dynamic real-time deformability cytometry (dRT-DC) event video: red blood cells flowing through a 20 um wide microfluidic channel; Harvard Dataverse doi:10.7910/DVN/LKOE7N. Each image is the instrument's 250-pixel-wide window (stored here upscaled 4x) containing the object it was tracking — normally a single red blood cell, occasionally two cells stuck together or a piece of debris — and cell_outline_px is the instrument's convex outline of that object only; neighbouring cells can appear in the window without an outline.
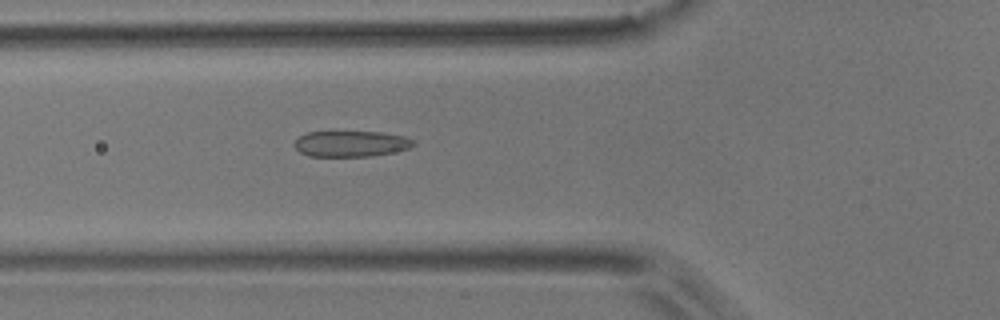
{"species": "common noctule bat (a hibernating species)", "species_latin": "Nyctalus noctula", "temperature_condition": "room temperature", "stored_images_in_passage": 49, "camera_frame_rate_fps": 3000, "um_per_image_px": 0.085, "animal": {"sex": "male", "body_mass_g": 17.9}, "frame": {"image": 1, "passage_image": 15, "time_ms": 4.667, "image_size_px": [1000, 320], "cell_outline_px": [[416, 144], [408, 148], [392, 152], [372, 156], [308, 156], [300, 152], [292, 144], [300, 136], [308, 132], [380, 132], [404, 136], [412, 140]], "centroid_in_image_um": [29.8, 12.22], "position_along_channel_um": 96.0, "area_um2": 17.8}}
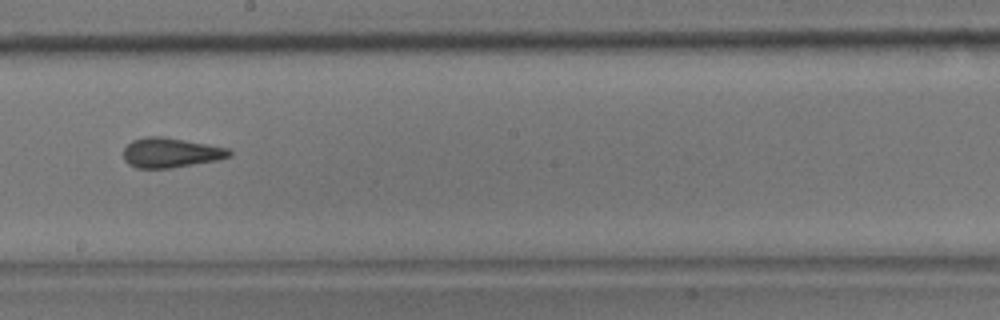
{"frame": {"image": 2, "passage_image": 26, "time_ms": 8.333, "image_size_px": [1000, 320], "cell_outline_px": [[232, 156], [216, 160], [172, 168], [136, 168], [128, 164], [124, 160], [124, 148], [132, 140], [144, 136], [164, 136], [208, 144], [228, 148], [232, 152]], "centroid_in_image_um": [14.5, 12.97], "position_along_channel_um": 233.7, "area_um2": 18.5}}
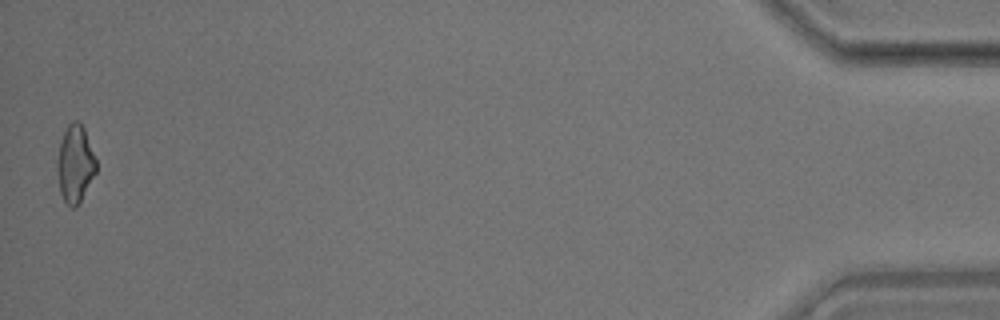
{"frame": {"image": 3, "passage_image": 49, "time_ms": 16.0, "image_size_px": [1000, 320], "cell_outline_px": [[96, 172], [76, 208], [72, 208], [64, 200], [60, 192], [56, 168], [56, 160], [60, 144], [64, 132], [68, 124], [72, 120], [76, 120], [84, 128], [96, 160]], "centroid_in_image_um": [6.37, 13.93], "position_along_channel_um": 428.8, "area_um2": 17.4}, "authors_computed_cell_mechanics": {"area_um2": 18.3804, "velocity_mm_per_s": 3.738, "shape_relaxation_time_tau1_ms": null, "shape_relaxation_time_tau2_ms": 1.3617, "deformation_change_tau1": null, "deformation_change_tau2": 0.0865}}